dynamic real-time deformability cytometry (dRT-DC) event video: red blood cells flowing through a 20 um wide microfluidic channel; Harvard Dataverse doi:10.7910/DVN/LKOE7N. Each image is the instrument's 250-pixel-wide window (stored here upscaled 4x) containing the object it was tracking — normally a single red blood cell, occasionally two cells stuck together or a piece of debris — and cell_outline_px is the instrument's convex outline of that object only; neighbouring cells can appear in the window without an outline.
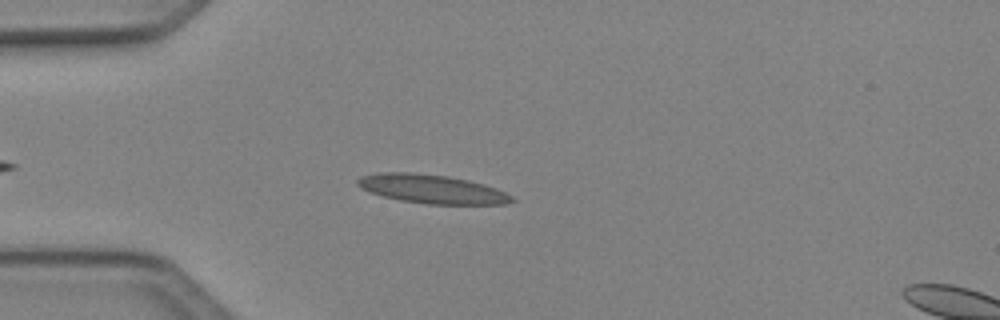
{"species": "Egyptian fruit bat (a non-hibernating species)", "species_latin": "Rousettus aegyptiacus", "temperature_condition": "cold", "stored_images_in_passage": 39, "camera_frame_rate_fps": 3000, "um_per_image_px": 0.085, "animal": {"sex": "female"}, "frame": {"image": 1, "passage_image": 6, "time_ms": 1.667, "image_size_px": [1000, 320], "cell_outline_px": [[516, 200], [504, 204], [428, 204], [400, 200], [368, 192], [360, 188], [356, 184], [356, 180], [360, 176], [380, 172], [412, 172], [448, 176], [468, 180], [484, 184], [496, 188], [512, 196]], "centroid_in_image_um": [36.67, 16.06], "position_along_channel_um": 48.3, "area_um2": 25.95}}
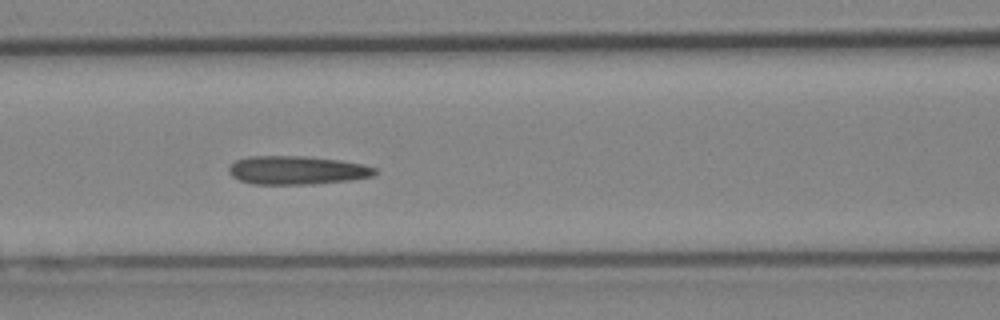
{"frame": {"image": 2, "passage_image": 14, "time_ms": 4.333, "image_size_px": [1000, 320], "cell_outline_px": [[376, 172], [372, 176], [352, 180], [312, 184], [256, 184], [240, 180], [232, 176], [228, 172], [228, 164], [236, 160], [248, 156], [304, 156], [340, 160], [364, 164], [376, 168]], "centroid_in_image_um": [25.22, 14.46], "position_along_channel_um": 141.4, "area_um2": 24.39}}
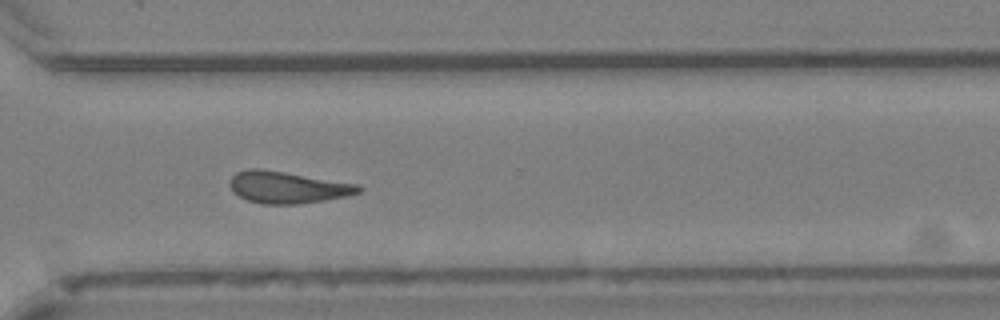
{"frame": {"image": 3, "passage_image": 29, "time_ms": 9.333, "image_size_px": [1000, 320], "cell_outline_px": [[364, 188], [360, 192], [348, 196], [300, 204], [264, 204], [248, 200], [240, 196], [228, 184], [232, 176], [236, 172], [248, 168], [260, 168], [360, 184]], "centroid_in_image_um": [24.48, 15.91], "position_along_channel_um": 346.1, "area_um2": 23.93}, "authors_computed_cell_mechanics": {"area_um2": 23.5246, "velocity_mm_per_s": 4.0911, "shape_relaxation_time_tau1_ms": null, "shape_relaxation_time_tau2_ms": 6.3029, "deformation_change_tau1": null, "deformation_change_tau2": 0.1819}}